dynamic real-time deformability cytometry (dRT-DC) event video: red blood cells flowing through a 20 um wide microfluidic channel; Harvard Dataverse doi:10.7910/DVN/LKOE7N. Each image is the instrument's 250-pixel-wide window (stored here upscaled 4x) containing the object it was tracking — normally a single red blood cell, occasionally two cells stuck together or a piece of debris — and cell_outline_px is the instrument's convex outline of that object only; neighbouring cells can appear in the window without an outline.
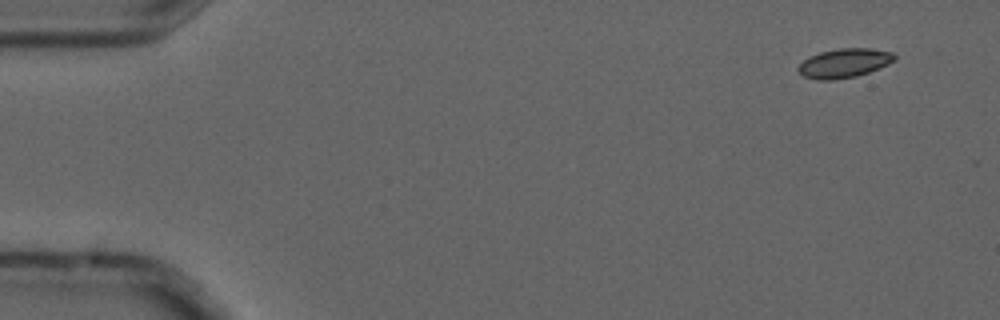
{"species": "common noctule bat (a hibernating species)", "species_latin": "Nyctalus noctula", "temperature_condition": "cold", "stored_images_in_passage": 3, "camera_frame_rate_fps": 3000, "um_per_image_px": 0.085, "animal": {"sex": "male", "forearm_length_mm": 52.5}, "frame": {"image": 1, "passage_image": 1, "time_ms": 0.0, "image_size_px": [1000, 320], "cell_outline_px": [[896, 60], [880, 68], [856, 76], [832, 80], [816, 80], [804, 76], [796, 68], [808, 56], [820, 52], [840, 48], [872, 48], [892, 52], [896, 56]], "centroid_in_image_um": [71.77, 5.36], "position_along_channel_um": 13.2, "area_um2": 16.42}}